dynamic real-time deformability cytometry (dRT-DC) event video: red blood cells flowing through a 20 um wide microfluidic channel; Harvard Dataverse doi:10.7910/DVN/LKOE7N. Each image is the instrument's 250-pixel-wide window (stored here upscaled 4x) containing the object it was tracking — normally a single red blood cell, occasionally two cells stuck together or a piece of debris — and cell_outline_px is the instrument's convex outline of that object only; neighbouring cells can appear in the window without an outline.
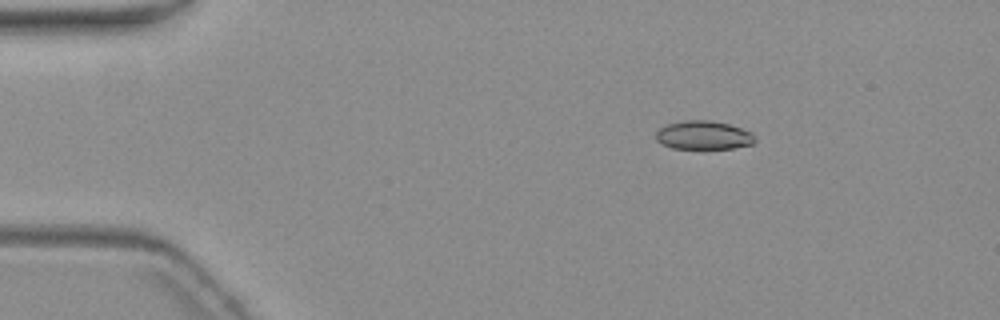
{"species": "common noctule bat (a hibernating species)", "species_latin": "Nyctalus noctula", "temperature_condition": "warm", "stored_images_in_passage": 6, "camera_frame_rate_fps": 3000, "um_per_image_px": 0.085, "animal": {"sex": "female", "body_mass_g": 19.3, "forearm_length_mm": 54.1}, "frame": {"image": 1, "passage_image": 1, "time_ms": 0.0, "image_size_px": [1000, 320], "cell_outline_px": [[756, 140], [752, 144], [732, 148], [672, 148], [660, 144], [656, 140], [656, 132], [660, 128], [668, 124], [684, 120], [712, 120], [728, 124], [752, 132]], "centroid_in_image_um": [59.78, 11.49], "position_along_channel_um": 25.2, "area_um2": 16.47}}
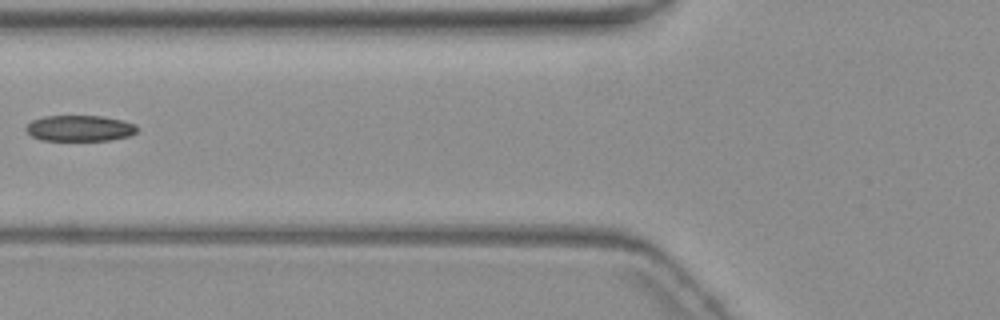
{"frame": {"image": 2, "passage_image": 5, "time_ms": 4.667, "image_size_px": [1000, 320], "cell_outline_px": [[136, 132], [128, 136], [112, 140], [40, 140], [32, 136], [24, 128], [32, 120], [44, 116], [100, 116], [120, 120], [136, 124]], "centroid_in_image_um": [6.75, 10.9], "position_along_channel_um": 119.1, "area_um2": 16.65}}
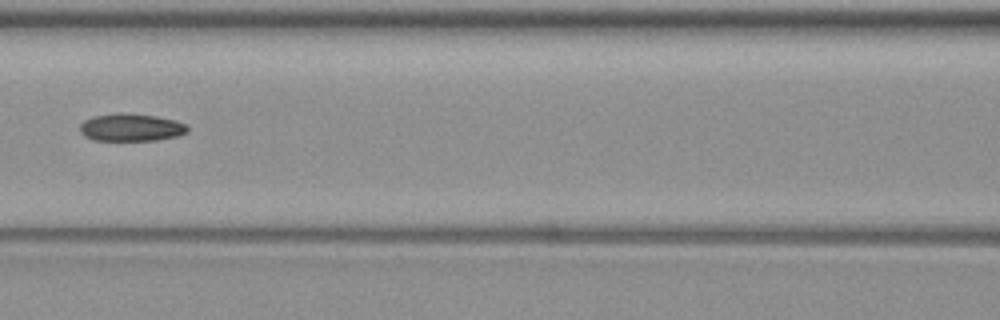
{"frame": {"image": 3, "passage_image": 6, "time_ms": 5.667, "image_size_px": [1000, 320], "cell_outline_px": [[188, 132], [176, 136], [156, 140], [92, 140], [84, 136], [80, 132], [80, 124], [84, 120], [92, 116], [120, 112], [156, 116], [176, 120], [188, 124]], "centroid_in_image_um": [11.13, 10.82], "position_along_channel_um": 155.5, "area_um2": 17.46}}